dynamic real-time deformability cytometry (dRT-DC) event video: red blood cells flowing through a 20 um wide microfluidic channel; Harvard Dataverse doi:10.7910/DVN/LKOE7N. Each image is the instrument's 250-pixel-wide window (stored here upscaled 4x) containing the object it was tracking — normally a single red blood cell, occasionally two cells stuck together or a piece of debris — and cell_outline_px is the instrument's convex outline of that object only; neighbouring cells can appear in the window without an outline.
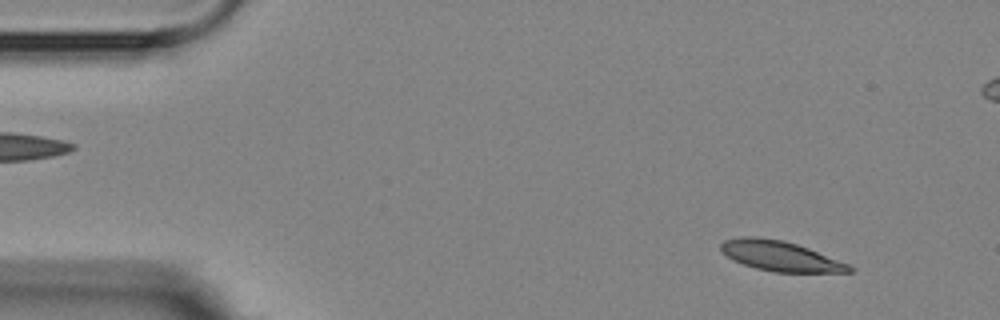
{"species": "Egyptian fruit bat (a non-hibernating species)", "species_latin": "Rousettus aegyptiacus", "temperature_condition": "room temperature", "stored_images_in_passage": 6, "camera_frame_rate_fps": 3000, "um_per_image_px": 0.085, "animal": {"sex": "female"}, "frame": {"image": 1, "passage_image": 1, "time_ms": 0.0, "image_size_px": [1000, 320], "cell_outline_px": [[856, 268], [852, 272], [776, 272], [756, 268], [732, 260], [720, 248], [720, 244], [724, 240], [740, 236], [756, 236], [784, 240], [808, 248], [848, 264]], "centroid_in_image_um": [66.31, 21.75], "position_along_channel_um": 18.7, "area_um2": 22.37}}
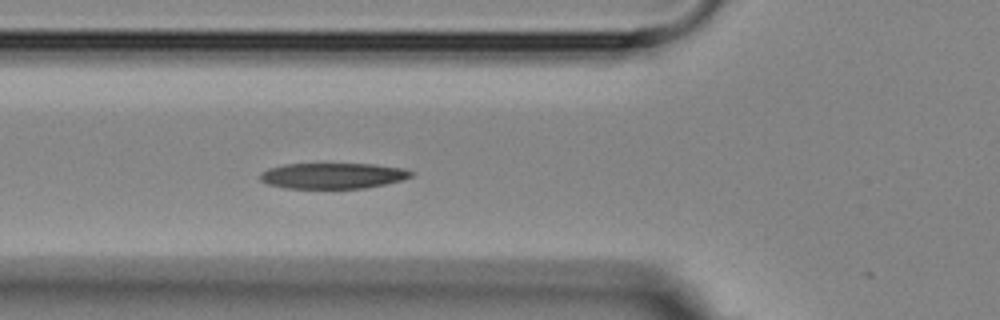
{"frame": {"image": 2, "passage_image": 5, "time_ms": 4.667, "image_size_px": [1000, 320], "cell_outline_px": [[416, 172], [412, 176], [400, 180], [384, 184], [364, 188], [284, 188], [268, 184], [260, 180], [260, 172], [268, 168], [284, 164], [372, 164], [404, 168]], "centroid_in_image_um": [28.27, 14.93], "position_along_channel_um": 97.5, "area_um2": 22.66}}